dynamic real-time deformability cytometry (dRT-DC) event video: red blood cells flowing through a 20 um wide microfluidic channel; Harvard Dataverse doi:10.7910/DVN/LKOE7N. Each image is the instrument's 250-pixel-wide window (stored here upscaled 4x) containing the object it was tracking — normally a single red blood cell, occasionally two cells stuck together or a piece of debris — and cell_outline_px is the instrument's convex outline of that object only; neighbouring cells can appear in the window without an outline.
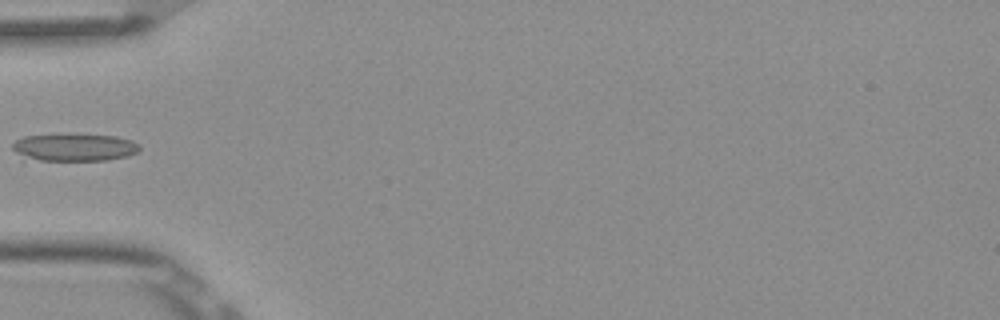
{"species": "Egyptian fruit bat (a non-hibernating species)", "species_latin": "Rousettus aegyptiacus", "temperature_condition": "room temperature", "stored_images_in_passage": 5, "camera_frame_rate_fps": 3000, "um_per_image_px": 0.085, "frame": {"image": 1, "passage_image": 5, "time_ms": 1.333, "image_size_px": [1000, 320], "cell_outline_px": [[140, 148], [136, 152], [128, 156], [104, 160], [20, 160], [12, 148], [12, 144], [16, 140], [24, 136], [64, 132], [68, 132], [116, 136], [132, 140], [140, 144]], "centroid_in_image_um": [6.23, 12.49], "position_along_channel_um": 78.8, "area_um2": 21.39}}